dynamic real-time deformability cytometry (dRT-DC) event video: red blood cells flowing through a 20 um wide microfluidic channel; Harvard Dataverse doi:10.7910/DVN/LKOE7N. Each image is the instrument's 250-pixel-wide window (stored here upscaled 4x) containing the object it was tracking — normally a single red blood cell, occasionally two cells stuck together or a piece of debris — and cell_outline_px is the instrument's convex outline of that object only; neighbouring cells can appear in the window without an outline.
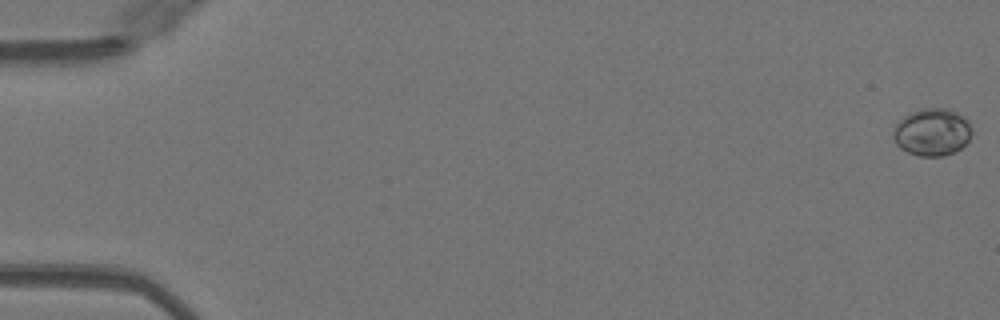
{"species": "Egyptian fruit bat (a non-hibernating species)", "species_latin": "Rousettus aegyptiacus", "temperature_condition": "warm", "stored_images_in_passage": 51, "camera_frame_rate_fps": 3000, "um_per_image_px": 0.085, "animal": {"sex": "female"}, "frame": {"image": 1, "passage_image": 1, "time_ms": 0.0, "image_size_px": [1000, 320], "cell_outline_px": [[972, 132], [968, 140], [956, 152], [944, 156], [920, 156], [908, 152], [900, 148], [896, 144], [892, 136], [892, 132], [896, 124], [908, 112], [920, 108], [948, 108], [964, 116], [968, 120], [972, 128]], "centroid_in_image_um": [79.22, 11.21], "position_along_channel_um": 5.8, "area_um2": 22.02}}
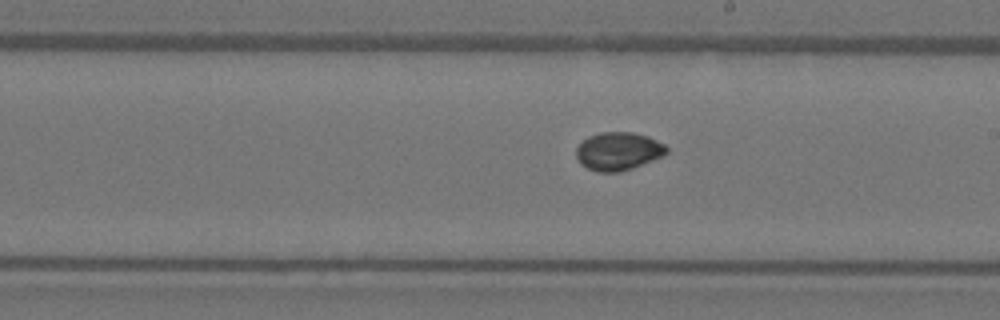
{"frame": {"image": 2, "passage_image": 30, "time_ms": 9.667, "image_size_px": [1000, 320], "cell_outline_px": [[668, 152], [660, 156], [632, 168], [620, 172], [596, 172], [580, 164], [576, 156], [576, 148], [588, 136], [600, 132], [632, 132], [648, 136], [664, 144], [668, 148]], "centroid_in_image_um": [52.52, 12.85], "position_along_channel_um": 236.5, "area_um2": 19.94}}
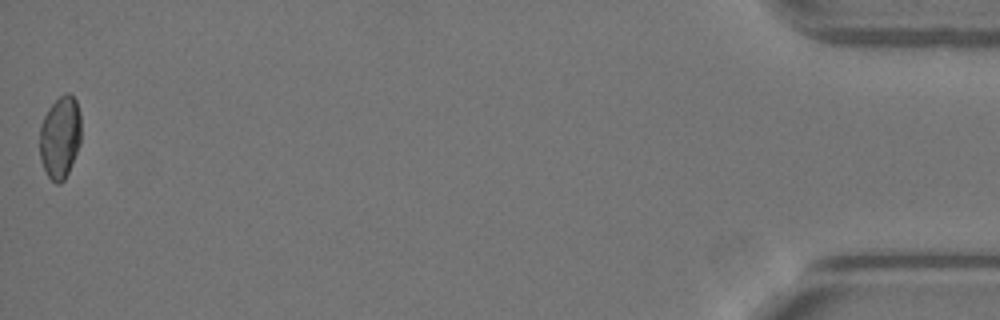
{"frame": {"image": 3, "passage_image": 51, "time_ms": 16.667, "image_size_px": [1000, 320], "cell_outline_px": [[80, 144], [68, 172], [64, 180], [60, 184], [56, 184], [48, 176], [40, 160], [40, 124], [48, 108], [64, 92], [68, 92], [76, 100], [80, 112]], "centroid_in_image_um": [5.1, 11.65], "position_along_channel_um": 430.1, "area_um2": 19.94}, "authors_computed_cell_mechanics": {"area_um2": 19.7676, "velocity_mm_per_s": 4.0797, "shape_relaxation_time_tau1_ms": 10.9407, "shape_relaxation_time_tau2_ms": null, "deformation_change_tau1": 0.1317, "deformation_change_tau2": null}}